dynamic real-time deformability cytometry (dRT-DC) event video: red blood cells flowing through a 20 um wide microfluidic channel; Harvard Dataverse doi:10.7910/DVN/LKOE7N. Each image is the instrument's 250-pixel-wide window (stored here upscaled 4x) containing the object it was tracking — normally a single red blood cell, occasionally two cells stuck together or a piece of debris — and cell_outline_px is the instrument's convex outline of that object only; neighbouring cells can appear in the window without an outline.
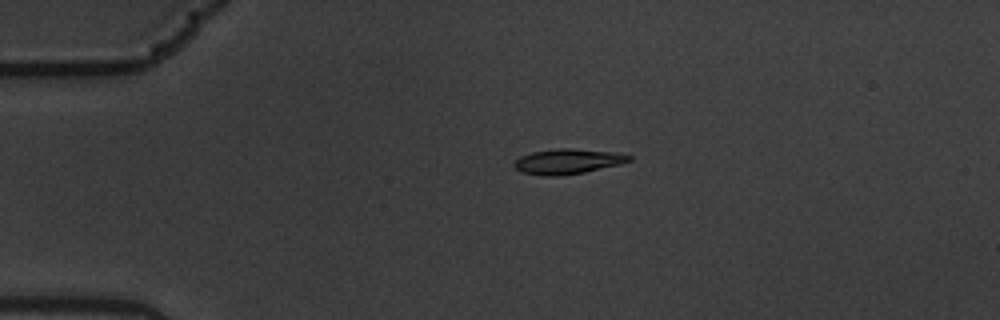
{"species": "common noctule bat (a hibernating species)", "species_latin": "Nyctalus noctula", "temperature_condition": "warm", "stored_images_in_passage": 12, "camera_frame_rate_fps": 3000, "um_per_image_px": 0.085, "animal": {"sex": "male", "body_mass_g": 19.5, "forearm_length_mm": 54.6}, "frame": {"image": 1, "passage_image": 4, "time_ms": 1.0, "image_size_px": [1000, 320], "cell_outline_px": [[632, 160], [620, 164], [584, 172], [556, 176], [544, 176], [520, 172], [512, 164], [520, 156], [532, 152], [556, 148], [572, 148], [620, 152], [632, 156]], "centroid_in_image_um": [48.27, 13.71], "position_along_channel_um": 36.7, "area_um2": 16.99}}
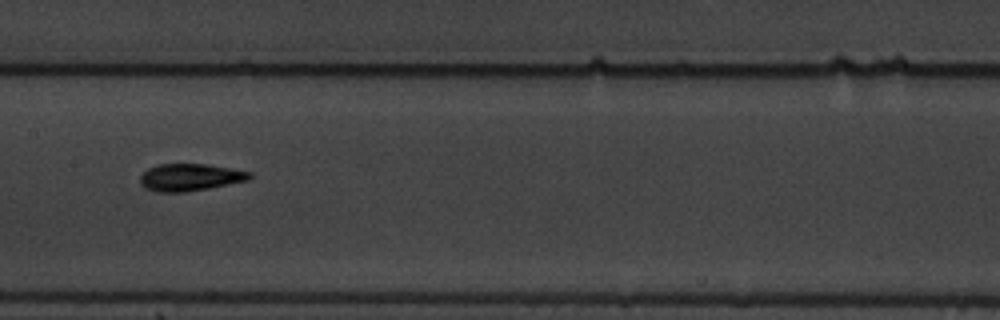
{"frame": {"image": 2, "passage_image": 9, "time_ms": 2.667, "image_size_px": [1000, 320], "cell_outline_px": [[252, 176], [248, 180], [208, 188], [184, 192], [156, 192], [144, 188], [140, 184], [140, 176], [148, 168], [160, 164], [208, 164], [252, 172]], "centroid_in_image_um": [16.13, 15.07], "position_along_channel_um": 191.3, "area_um2": 17.34}}
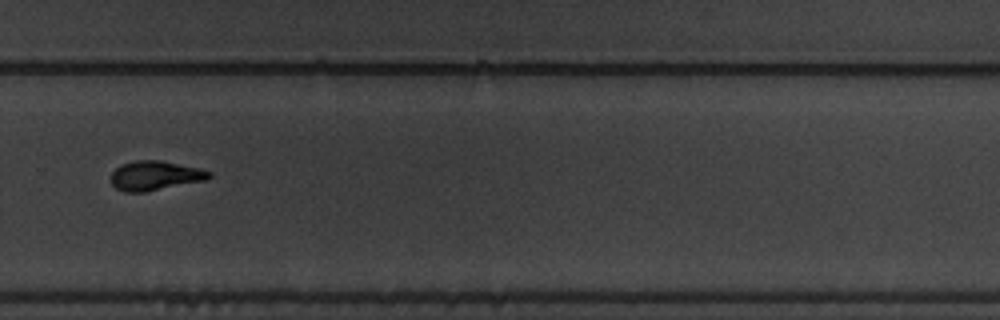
{"frame": {"image": 3, "passage_image": 12, "time_ms": 3.667, "image_size_px": [1000, 320], "cell_outline_px": [[212, 176], [208, 180], [144, 192], [124, 192], [116, 188], [112, 184], [112, 172], [120, 164], [136, 160], [160, 160], [200, 168], [212, 172]], "centroid_in_image_um": [13.21, 14.92], "position_along_channel_um": 316.6, "area_um2": 16.94}}